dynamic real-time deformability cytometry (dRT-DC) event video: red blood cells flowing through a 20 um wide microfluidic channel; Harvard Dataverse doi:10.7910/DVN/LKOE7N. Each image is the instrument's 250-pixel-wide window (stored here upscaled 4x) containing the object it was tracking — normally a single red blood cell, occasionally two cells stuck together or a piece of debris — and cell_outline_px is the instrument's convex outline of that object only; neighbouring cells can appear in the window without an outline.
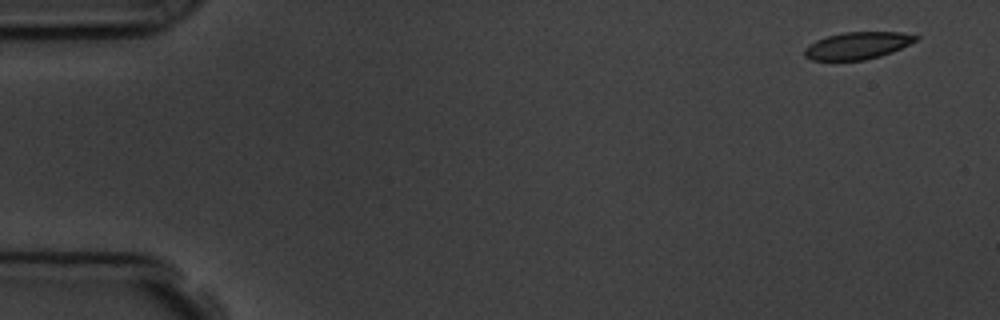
{"species": "common noctule bat (a hibernating species)", "species_latin": "Nyctalus noctula", "temperature_condition": "room temperature", "stored_images_in_passage": 16, "camera_frame_rate_fps": 3000, "um_per_image_px": 0.085, "animal": {"sex": "male", "body_mass_g": 19.5, "forearm_length_mm": 54.6}, "frame": {"image": 1, "passage_image": 1, "time_ms": 0.0, "image_size_px": [1000, 320], "cell_outline_px": [[920, 36], [916, 40], [892, 52], [880, 56], [864, 60], [812, 60], [804, 56], [804, 48], [808, 44], [816, 40], [828, 36], [844, 32], [900, 32]], "centroid_in_image_um": [72.85, 3.87], "position_along_channel_um": 12.1, "area_um2": 17.51}}
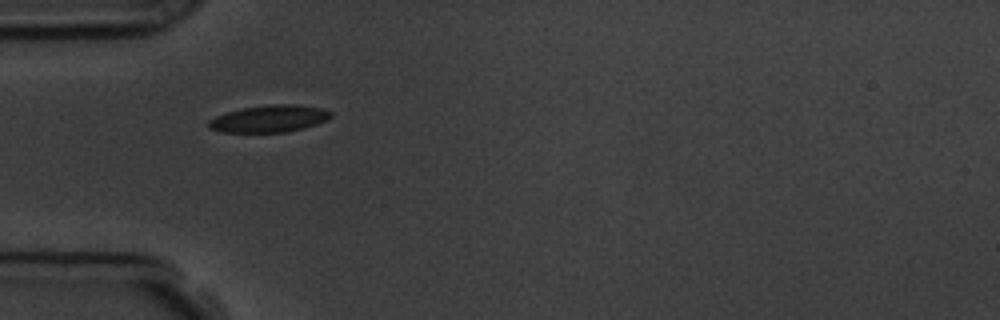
{"frame": {"image": 2, "passage_image": 5, "time_ms": 4.667, "image_size_px": [1000, 320], "cell_outline_px": [[332, 116], [316, 124], [304, 128], [284, 132], [220, 132], [208, 128], [208, 120], [216, 116], [228, 112], [244, 108], [268, 104], [296, 104], [320, 108], [332, 112]], "centroid_in_image_um": [22.86, 10.09], "position_along_channel_um": 62.1, "area_um2": 19.13}}
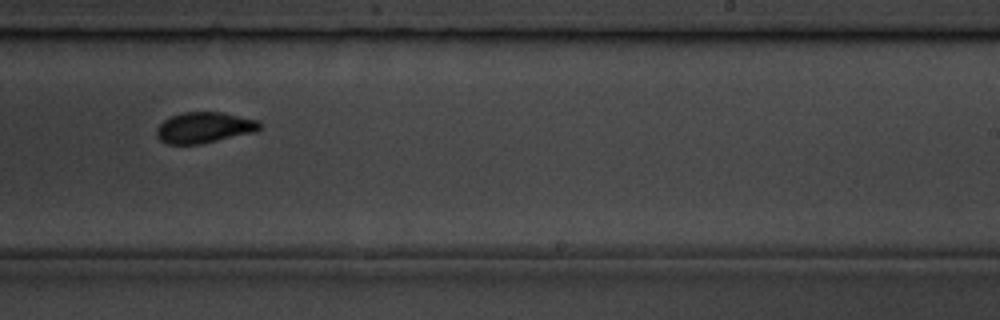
{"frame": {"image": 3, "passage_image": 10, "time_ms": 10.333, "image_size_px": [1000, 320], "cell_outline_px": [[264, 124], [256, 132], [200, 144], [168, 144], [160, 140], [156, 136], [156, 128], [164, 120], [172, 116], [184, 112], [224, 112], [256, 120]], "centroid_in_image_um": [17.37, 10.84], "position_along_channel_um": 271.6, "area_um2": 18.61}, "authors_computed_cell_mechanics": {"area_um2": 18.4093, "velocity_mm_per_s": 3.7376, "shape_relaxation_time_tau1_ms": 2.0094, "shape_relaxation_time_tau2_ms": null, "deformation_change_tau1": 0.0759, "deformation_change_tau2": null}}